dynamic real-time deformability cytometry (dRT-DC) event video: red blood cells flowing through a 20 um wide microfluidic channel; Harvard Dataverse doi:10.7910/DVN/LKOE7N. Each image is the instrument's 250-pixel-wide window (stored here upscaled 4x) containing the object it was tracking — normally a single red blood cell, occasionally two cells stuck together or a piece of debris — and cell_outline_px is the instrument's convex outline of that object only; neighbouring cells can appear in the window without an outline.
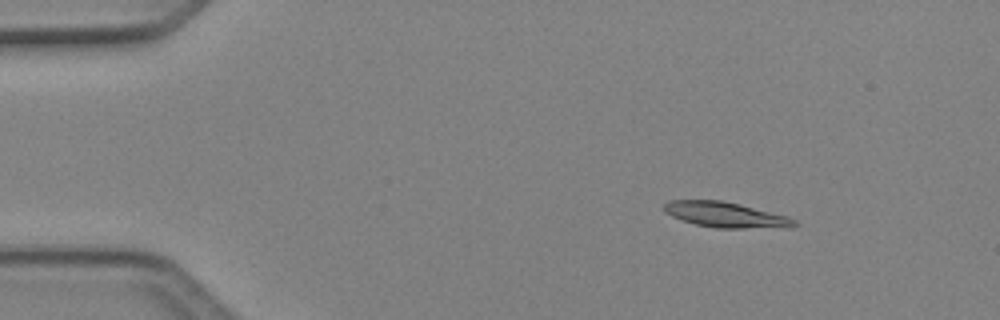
{"species": "Egyptian fruit bat (a non-hibernating species)", "species_latin": "Rousettus aegyptiacus", "temperature_condition": "cold", "stored_images_in_passage": 3, "camera_frame_rate_fps": 3000, "um_per_image_px": 0.085, "animal": {"sex": "female"}, "frame": {"image": 1, "passage_image": 1, "time_ms": 0.0, "image_size_px": [1000, 320], "cell_outline_px": [[800, 224], [792, 228], [716, 228], [696, 224], [672, 216], [664, 212], [664, 204], [668, 200], [724, 200], [788, 216], [796, 220]], "centroid_in_image_um": [61.75, 18.26], "position_along_channel_um": 23.2, "area_um2": 19.48}}